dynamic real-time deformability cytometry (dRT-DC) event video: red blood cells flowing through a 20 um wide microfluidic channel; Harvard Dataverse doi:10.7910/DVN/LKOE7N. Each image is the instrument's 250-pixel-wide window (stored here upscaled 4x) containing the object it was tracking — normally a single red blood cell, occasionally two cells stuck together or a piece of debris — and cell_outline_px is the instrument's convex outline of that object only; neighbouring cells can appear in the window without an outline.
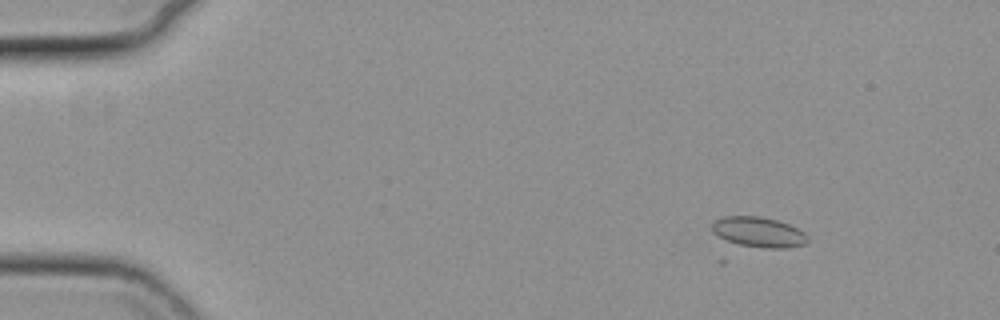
{"species": "common noctule bat (a hibernating species)", "species_latin": "Nyctalus noctula", "temperature_condition": "cold", "stored_images_in_passage": 57, "camera_frame_rate_fps": 3000, "um_per_image_px": 0.085, "animal": {"sex": "female", "body_mass_g": 19.3, "forearm_length_mm": 54.1}, "frame": {"image": 1, "passage_image": 8, "time_ms": 2.333, "image_size_px": [1000, 320], "cell_outline_px": [[808, 240], [804, 244], [788, 248], [764, 248], [740, 244], [728, 240], [712, 232], [712, 220], [724, 216], [760, 216], [776, 220], [788, 224], [804, 232], [808, 236]], "centroid_in_image_um": [64.48, 19.71], "position_along_channel_um": 20.5, "area_um2": 16.7}}
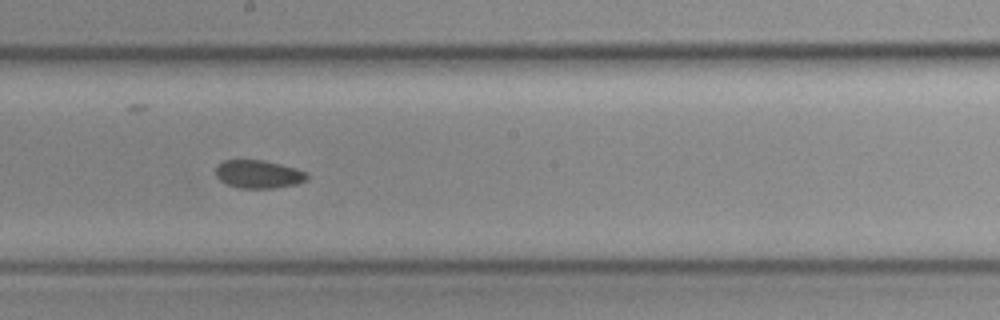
{"frame": {"image": 2, "passage_image": 33, "time_ms": 10.667, "image_size_px": [1000, 320], "cell_outline_px": [[308, 180], [296, 184], [272, 188], [236, 188], [220, 180], [216, 176], [216, 168], [224, 160], [264, 160], [296, 168], [308, 172]], "centroid_in_image_um": [22.0, 14.81], "position_along_channel_um": 226.2, "area_um2": 14.97}}
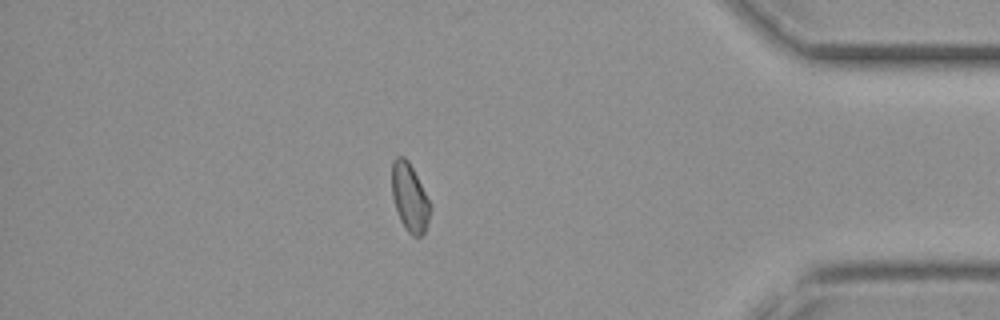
{"frame": {"image": 3, "passage_image": 50, "time_ms": 16.333, "image_size_px": [1000, 320], "cell_outline_px": [[432, 208], [424, 232], [420, 236], [412, 236], [408, 232], [400, 220], [392, 196], [392, 160], [396, 156], [404, 156], [408, 160]], "centroid_in_image_um": [34.8, 16.78], "position_along_channel_um": 400.4, "area_um2": 14.91}}